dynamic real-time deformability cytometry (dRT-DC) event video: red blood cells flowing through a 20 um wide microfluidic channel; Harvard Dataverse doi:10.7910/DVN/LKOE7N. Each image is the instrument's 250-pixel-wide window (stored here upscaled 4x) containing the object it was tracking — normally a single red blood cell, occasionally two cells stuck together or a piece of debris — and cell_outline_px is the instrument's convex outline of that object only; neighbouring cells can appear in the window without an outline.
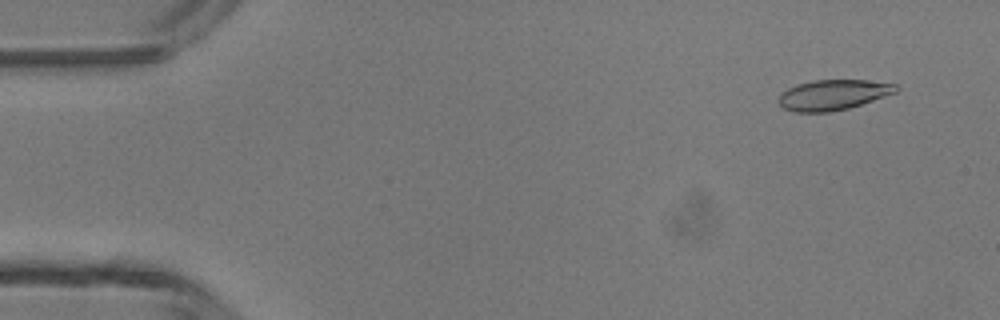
{"species": "common noctule bat (a hibernating species)", "species_latin": "Nyctalus noctula", "temperature_condition": "room temperature", "stored_images_in_passage": 13, "camera_frame_rate_fps": 3000, "um_per_image_px": 0.085, "animal": {"sex": "male", "body_mass_g": 13.3}, "frame": {"image": 1, "passage_image": 4, "time_ms": 1.0, "image_size_px": [1000, 320], "cell_outline_px": [[900, 88], [896, 92], [848, 108], [832, 112], [792, 112], [784, 108], [780, 104], [780, 92], [796, 84], [812, 80], [864, 80], [900, 84]], "centroid_in_image_um": [70.81, 8.05], "position_along_channel_um": 14.2, "area_um2": 20.75}}